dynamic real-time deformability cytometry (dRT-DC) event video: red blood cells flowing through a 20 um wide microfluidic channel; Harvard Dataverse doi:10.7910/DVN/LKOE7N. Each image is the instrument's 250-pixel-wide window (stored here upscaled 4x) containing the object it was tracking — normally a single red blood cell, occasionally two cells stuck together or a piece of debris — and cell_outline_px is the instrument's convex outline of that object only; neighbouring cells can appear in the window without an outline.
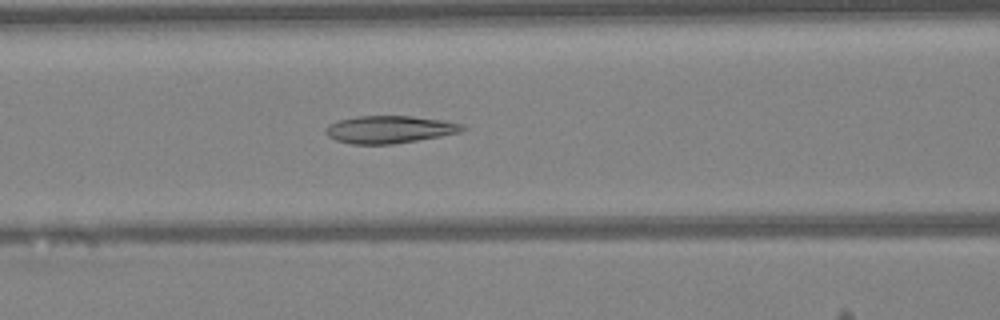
{"species": "Egyptian fruit bat (a non-hibernating species)", "species_latin": "Rousettus aegyptiacus", "temperature_condition": "warm", "stored_images_in_passage": 35, "camera_frame_rate_fps": 3000, "um_per_image_px": 0.085, "animal": {"sex": "female"}, "frame": {"image": 1, "passage_image": 10, "time_ms": 3.0, "image_size_px": [1000, 320], "cell_outline_px": [[468, 128], [460, 132], [440, 136], [392, 144], [352, 144], [336, 140], [328, 136], [324, 132], [324, 128], [328, 124], [340, 120], [356, 116], [412, 116], [444, 120], [464, 124]], "centroid_in_image_um": [33.11, 10.99], "position_along_channel_um": 133.5, "area_um2": 21.96}}
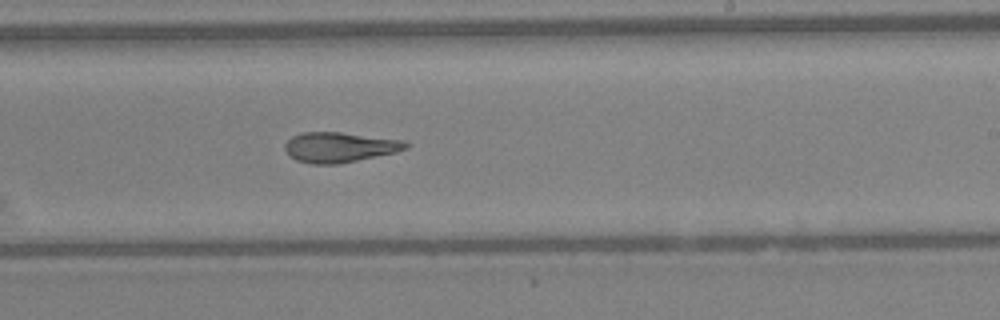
{"frame": {"image": 2, "passage_image": 19, "time_ms": 6.0, "image_size_px": [1000, 320], "cell_outline_px": [[408, 148], [396, 152], [336, 164], [312, 164], [296, 160], [288, 156], [284, 148], [284, 144], [292, 136], [300, 132], [340, 132], [404, 140], [408, 144]], "centroid_in_image_um": [28.82, 12.51], "position_along_channel_um": 260.2, "area_um2": 21.21}}
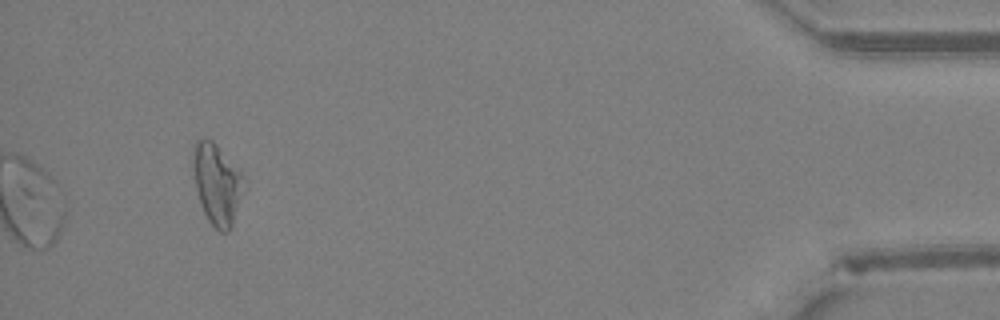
{"frame": {"image": 3, "passage_image": 35, "time_ms": 11.333, "image_size_px": [1000, 320], "cell_outline_px": [[240, 176], [232, 224], [228, 232], [220, 232], [208, 220], [200, 204], [196, 188], [192, 168], [192, 148], [196, 140], [204, 136], [212, 140], [240, 168]], "centroid_in_image_um": [18.31, 15.52], "position_along_channel_um": 416.9, "area_um2": 22.95}, "authors_computed_cell_mechanics": {"area_um2": 21.9062, "velocity_mm_per_s": 4.2495, "shape_relaxation_time_tau1_ms": null, "shape_relaxation_time_tau2_ms": 4.1478, "deformation_change_tau1": null, "deformation_change_tau2": 0.1352}}